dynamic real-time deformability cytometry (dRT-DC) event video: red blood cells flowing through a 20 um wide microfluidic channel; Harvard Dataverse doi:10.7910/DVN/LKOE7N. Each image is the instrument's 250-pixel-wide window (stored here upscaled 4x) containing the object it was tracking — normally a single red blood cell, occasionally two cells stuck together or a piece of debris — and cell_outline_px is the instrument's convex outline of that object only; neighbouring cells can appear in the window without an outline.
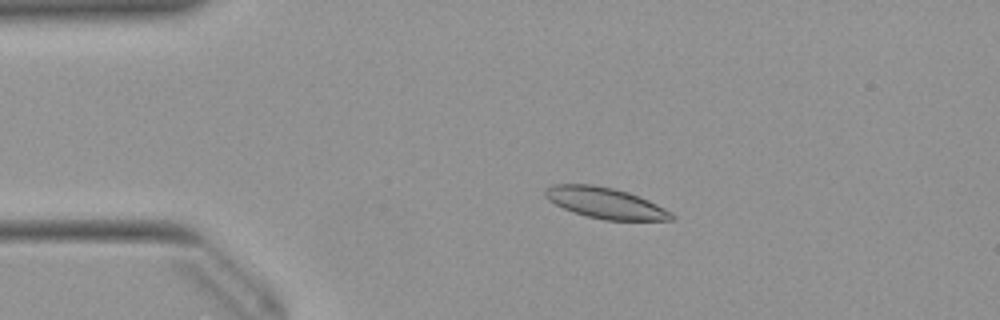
{"species": "Egyptian fruit bat (a non-hibernating species)", "species_latin": "Rousettus aegyptiacus", "temperature_condition": "warm", "stored_images_in_passage": 51, "camera_frame_rate_fps": 3000, "um_per_image_px": 0.085, "animal": {"sex": "female"}, "frame": {"image": 1, "passage_image": 10, "time_ms": 3.0, "image_size_px": [1000, 320], "cell_outline_px": [[676, 216], [672, 220], [604, 220], [572, 212], [548, 200], [544, 196], [544, 192], [552, 184], [592, 184], [612, 188], [628, 192], [648, 200], [672, 212]], "centroid_in_image_um": [51.46, 17.25], "position_along_channel_um": 33.5, "area_um2": 22.66}}
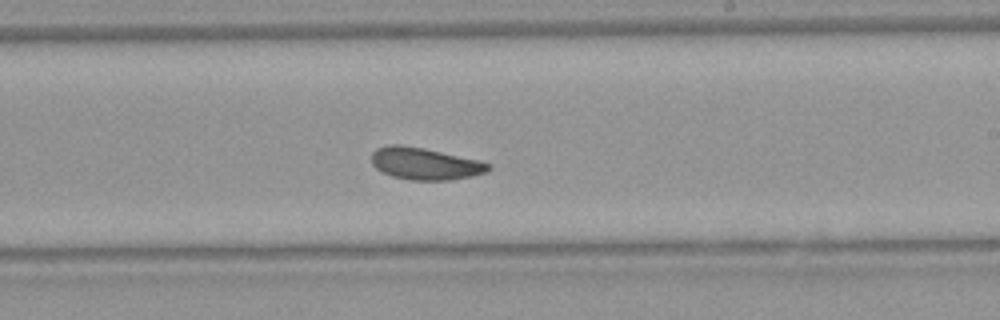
{"frame": {"image": 2, "passage_image": 30, "time_ms": 9.667, "image_size_px": [1000, 320], "cell_outline_px": [[492, 168], [484, 172], [472, 176], [452, 180], [408, 180], [392, 176], [376, 168], [372, 164], [372, 152], [376, 148], [388, 144], [400, 144], [424, 148], [480, 160], [492, 164]], "centroid_in_image_um": [36.13, 13.9], "position_along_channel_um": 252.9, "area_um2": 21.96}}
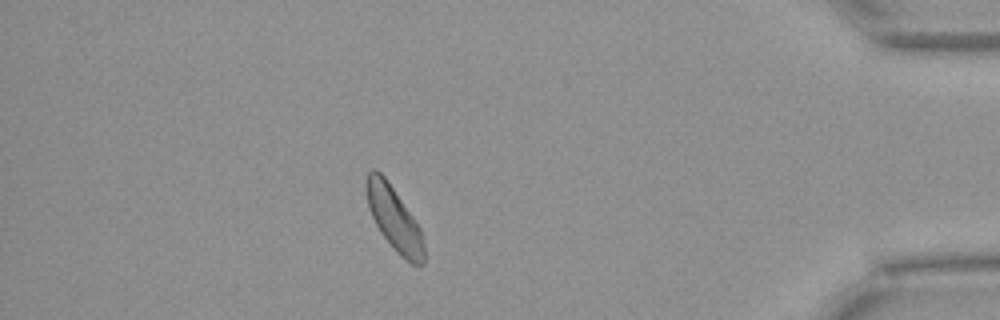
{"frame": {"image": 3, "passage_image": 45, "time_ms": 14.667, "image_size_px": [1000, 320], "cell_outline_px": [[424, 264], [420, 268], [412, 264], [400, 256], [396, 252], [380, 232], [368, 208], [364, 188], [364, 180], [368, 172], [372, 168], [376, 168], [384, 176], [412, 216], [420, 228], [424, 244]], "centroid_in_image_um": [33.47, 18.59], "position_along_channel_um": 401.7, "area_um2": 21.62}, "authors_computed_cell_mechanics": {"area_um2": 21.964, "velocity_mm_per_s": 3.9142, "shape_relaxation_time_tau1_ms": 6.6373, "shape_relaxation_time_tau2_ms": 4.4927, "deformation_change_tau1": 0.1054, "deformation_change_tau2": 0.1115}}